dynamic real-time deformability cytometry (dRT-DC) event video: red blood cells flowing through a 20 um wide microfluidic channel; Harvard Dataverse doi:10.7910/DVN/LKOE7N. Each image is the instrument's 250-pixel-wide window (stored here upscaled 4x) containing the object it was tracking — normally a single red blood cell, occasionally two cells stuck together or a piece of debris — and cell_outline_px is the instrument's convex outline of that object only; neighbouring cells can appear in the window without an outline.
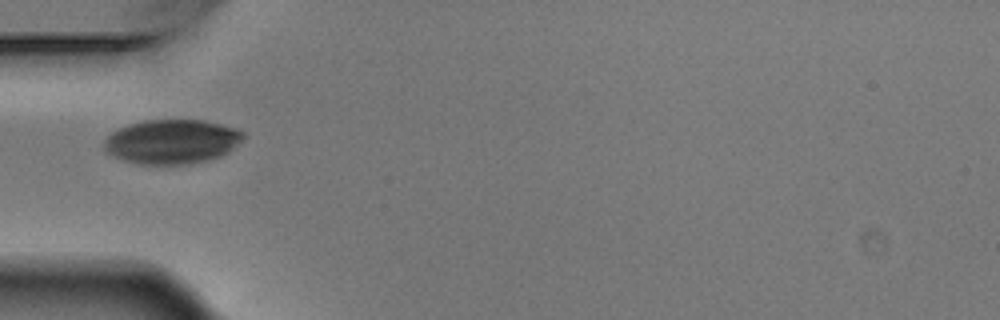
{"species": "Egyptian fruit bat (a non-hibernating species)", "species_latin": "Rousettus aegyptiacus", "temperature_condition": "warm", "stored_images_in_passage": 10, "segment_of_instrument_passage": [2, 2], "camera_frame_rate_fps": 3000, "um_per_image_px": 0.085, "animal": {"sex": "male"}, "frame": {"image": 1, "passage_image": 6, "time_ms": 1.667, "image_size_px": [1000, 320], "cell_outline_px": [[244, 136], [228, 152], [220, 156], [188, 164], [140, 164], [124, 160], [112, 156], [104, 152], [104, 140], [112, 132], [128, 124], [148, 120], [204, 120], [236, 128], [244, 132]], "centroid_in_image_um": [14.57, 12.03], "position_along_channel_um": 70.4, "area_um2": 35.72}}
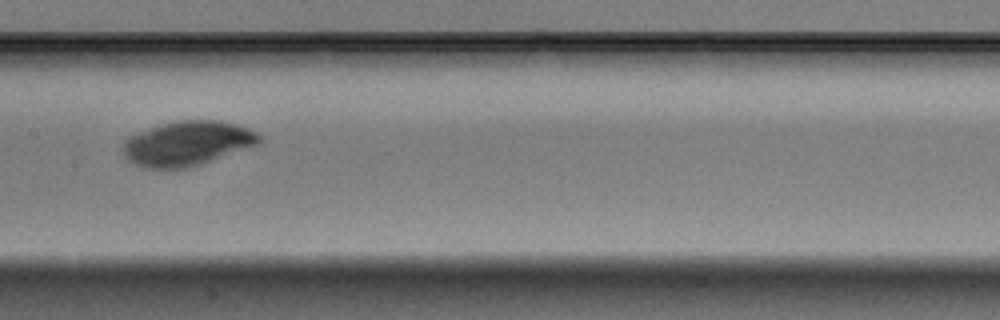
{"frame": {"image": 2, "passage_image": 9, "time_ms": 2.667, "image_size_px": [1000, 320], "cell_outline_px": [[264, 136], [260, 144], [200, 164], [184, 168], [144, 168], [128, 160], [124, 156], [124, 140], [128, 136], [136, 132], [160, 124], [180, 120], [220, 120], [236, 124], [248, 128]], "centroid_in_image_um": [15.94, 12.17], "position_along_channel_um": 191.5, "area_um2": 35.55}}
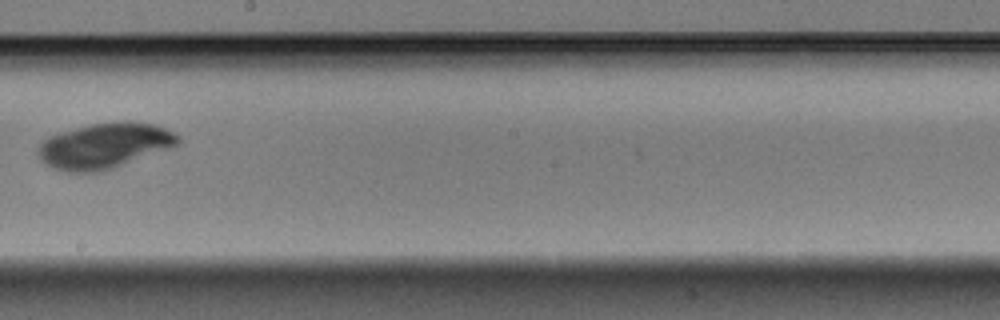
{"frame": {"image": 3, "passage_image": 10, "time_ms": 3.0, "image_size_px": [1000, 320], "cell_outline_px": [[180, 144], [112, 168], [100, 172], [68, 172], [52, 168], [36, 152], [40, 144], [48, 136], [60, 132], [88, 124], [112, 120], [128, 120], [156, 124], [180, 136]], "centroid_in_image_um": [8.89, 12.35], "position_along_channel_um": 239.3, "area_um2": 37.17}}